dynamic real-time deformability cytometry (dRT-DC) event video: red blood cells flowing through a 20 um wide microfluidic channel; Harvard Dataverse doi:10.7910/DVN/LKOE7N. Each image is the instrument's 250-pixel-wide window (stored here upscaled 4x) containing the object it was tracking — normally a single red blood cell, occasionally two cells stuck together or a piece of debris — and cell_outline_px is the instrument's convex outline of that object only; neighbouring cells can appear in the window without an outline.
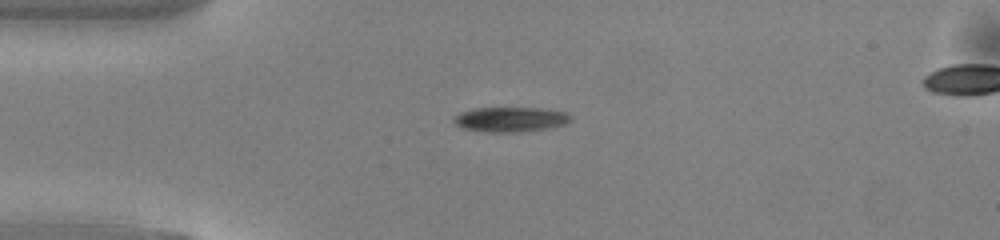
{"species": "common noctule bat (a hibernating species)", "species_latin": "Nyctalus noctula", "temperature_condition": "warm", "stored_images_in_passage": 44, "camera_frame_rate_fps": 3000, "um_per_image_px": 0.085, "animal": {"sex": "male", "body_mass_g": 13.0, "forearm_length_mm": 53.1}, "frame": {"image": 1, "passage_image": 7, "time_ms": 2.0, "image_size_px": [1000, 240], "cell_outline_px": [[560, 120], [520, 128], [484, 128], [464, 124], [460, 120], [460, 116], [472, 112], [500, 108], [544, 112], [560, 116]], "centroid_in_image_um": [43.11, 10.07], "position_along_channel_um": 41.9, "area_um2": 10.58}}
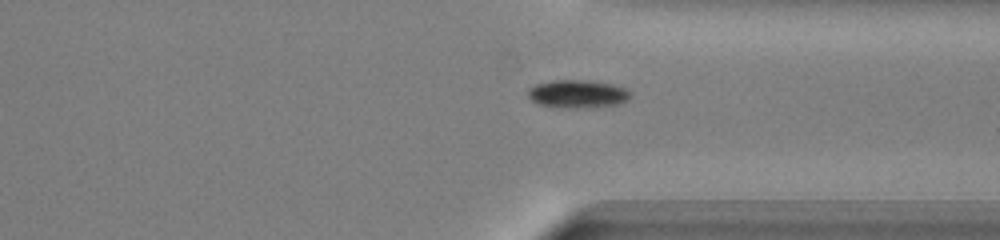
{"frame": {"image": 2, "passage_image": 32, "time_ms": 10.333, "image_size_px": [1000, 240], "cell_outline_px": [[624, 96], [616, 100], [564, 104], [540, 100], [532, 96], [532, 92], [536, 88], [548, 84], [596, 84], [612, 88], [624, 92]], "centroid_in_image_um": [48.98, 7.94], "position_along_channel_um": 362.4, "area_um2": 10.4}}
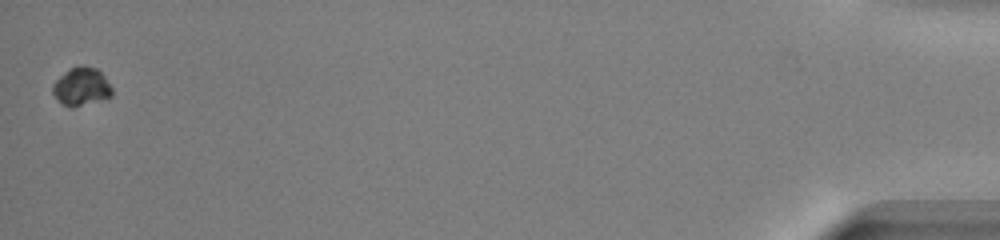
{"frame": {"image": 3, "passage_image": 44, "time_ms": 14.333, "image_size_px": [1000, 240], "cell_outline_px": [[108, 96], [76, 104], [68, 104], [60, 100], [56, 96], [56, 84], [72, 68], [88, 68], [96, 72], [104, 80], [108, 88]], "centroid_in_image_um": [6.89, 7.36], "position_along_channel_um": 428.3, "area_um2": 10.35}}